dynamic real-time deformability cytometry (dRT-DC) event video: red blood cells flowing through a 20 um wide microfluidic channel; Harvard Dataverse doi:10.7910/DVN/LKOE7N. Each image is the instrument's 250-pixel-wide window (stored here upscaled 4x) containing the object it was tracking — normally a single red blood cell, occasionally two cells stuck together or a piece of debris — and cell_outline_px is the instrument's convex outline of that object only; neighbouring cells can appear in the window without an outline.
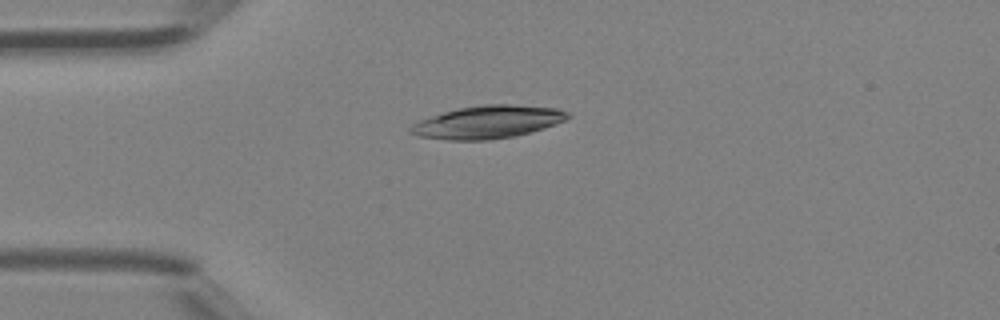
{"species": "Egyptian fruit bat (a non-hibernating species)", "species_latin": "Rousettus aegyptiacus", "temperature_condition": "room temperature", "stored_images_in_passage": 4, "camera_frame_rate_fps": 3000, "um_per_image_px": 0.085, "animal": {"sex": "female"}, "frame": {"image": 1, "passage_image": 2, "time_ms": 0.333, "image_size_px": [1000, 320], "cell_outline_px": [[572, 116], [556, 124], [544, 128], [512, 136], [488, 140], [448, 140], [416, 136], [408, 132], [408, 128], [412, 124], [420, 120], [444, 112], [460, 108], [480, 104], [512, 104], [556, 108], [568, 112]], "centroid_in_image_um": [41.43, 10.37], "position_along_channel_um": 43.6, "area_um2": 29.94}}
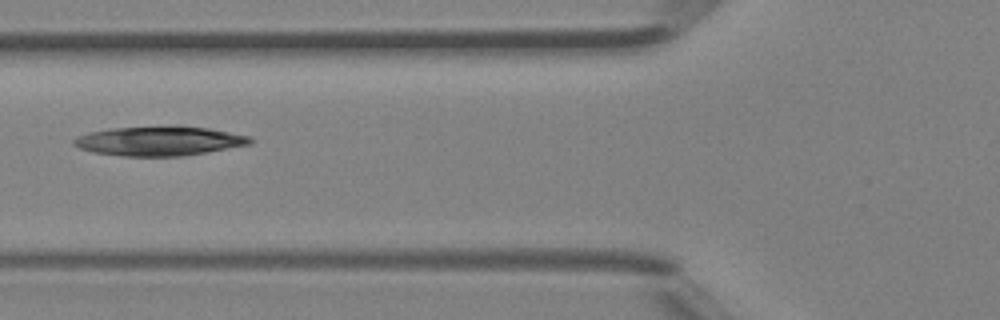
{"frame": {"image": 2, "passage_image": 4, "time_ms": 1.0, "image_size_px": [1000, 320], "cell_outline_px": [[256, 140], [252, 144], [208, 152], [180, 156], [124, 156], [92, 152], [80, 148], [72, 144], [72, 140], [88, 132], [108, 128], [176, 124], [180, 124], [208, 128], [252, 136]], "centroid_in_image_um": [13.59, 11.95], "position_along_channel_um": 112.2, "area_um2": 31.04}}